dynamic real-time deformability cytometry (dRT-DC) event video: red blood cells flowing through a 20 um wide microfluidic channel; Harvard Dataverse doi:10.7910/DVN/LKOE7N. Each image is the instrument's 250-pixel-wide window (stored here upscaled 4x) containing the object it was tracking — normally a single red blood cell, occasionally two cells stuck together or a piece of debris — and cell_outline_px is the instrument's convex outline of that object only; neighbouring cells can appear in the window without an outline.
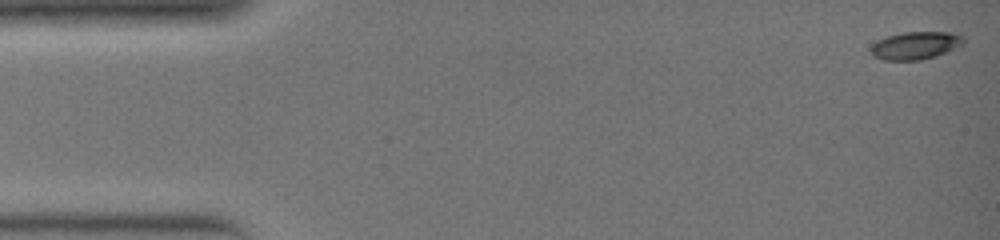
{"species": "common noctule bat (a hibernating species)", "species_latin": "Nyctalus noctula", "temperature_condition": "warm", "stored_images_in_passage": 35, "camera_frame_rate_fps": 3000, "um_per_image_px": 0.085, "animal": {"sex": "female", "body_mass_g": 19.0, "forearm_length_mm": 51.5}, "frame": {"image": 1, "passage_image": 1, "time_ms": 0.0, "image_size_px": [1000, 240], "cell_outline_px": [[964, 44], [936, 56], [920, 60], [884, 60], [872, 56], [872, 44], [876, 40], [888, 36], [904, 32], [952, 32], [964, 36]], "centroid_in_image_um": [77.83, 3.86], "position_along_channel_um": 7.2, "area_um2": 14.97}}
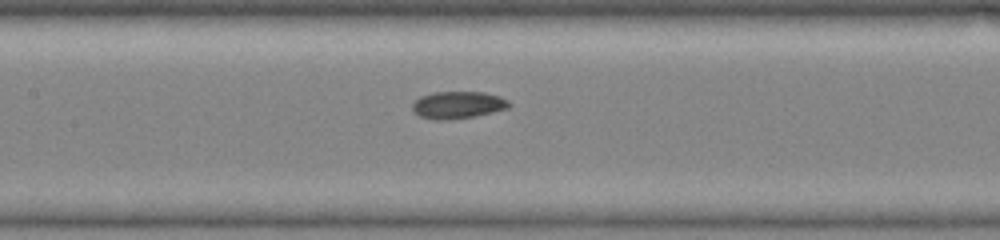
{"frame": {"image": 2, "passage_image": 17, "time_ms": 5.333, "image_size_px": [1000, 240], "cell_outline_px": [[512, 104], [508, 108], [476, 116], [452, 120], [432, 120], [420, 116], [412, 112], [412, 104], [420, 96], [432, 92], [484, 92], [500, 96], [508, 100]], "centroid_in_image_um": [38.9, 8.93], "position_along_channel_um": 168.5, "area_um2": 15.61}}
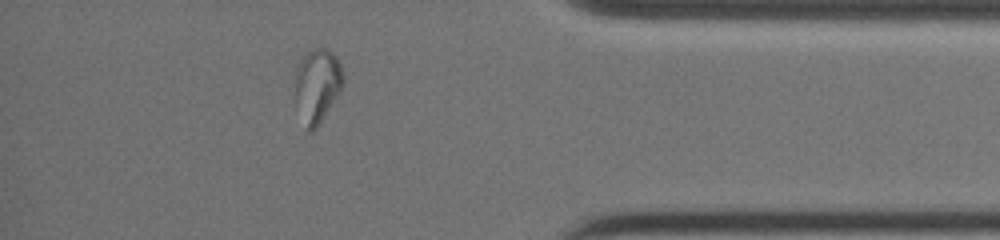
{"frame": {"image": 3, "passage_image": 31, "time_ms": 10.0, "image_size_px": [1000, 240], "cell_outline_px": [[344, 84], [340, 92], [316, 128], [312, 132], [308, 132], [296, 100], [292, 80], [296, 68], [304, 52], [312, 48], [328, 48], [336, 56], [340, 64], [344, 76]], "centroid_in_image_um": [26.95, 7.19], "position_along_channel_um": 408.3, "area_um2": 21.04}}